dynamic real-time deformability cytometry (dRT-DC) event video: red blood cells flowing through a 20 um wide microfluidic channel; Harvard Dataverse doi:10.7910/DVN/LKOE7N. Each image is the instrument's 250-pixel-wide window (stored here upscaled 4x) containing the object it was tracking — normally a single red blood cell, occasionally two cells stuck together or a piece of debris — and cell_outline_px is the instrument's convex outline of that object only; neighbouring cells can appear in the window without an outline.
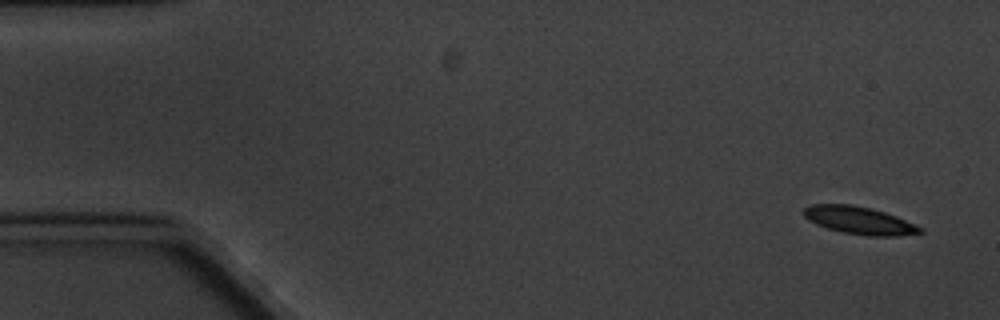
{"species": "common noctule bat (a hibernating species)", "species_latin": "Nyctalus noctula", "temperature_condition": "cold", "stored_images_in_passage": 5, "camera_frame_rate_fps": 3000, "um_per_image_px": 0.085, "animal": {"sex": "male", "body_mass_g": 20.1, "forearm_length_mm": 53.5}, "frame": {"image": 1, "passage_image": 1, "time_ms": 0.0, "image_size_px": [1000, 320], "cell_outline_px": [[924, 232], [896, 236], [868, 236], [844, 232], [828, 228], [816, 224], [808, 220], [804, 216], [804, 208], [808, 204], [848, 204], [872, 208], [896, 216], [916, 224], [924, 228]], "centroid_in_image_um": [73.06, 18.73], "position_along_channel_um": 11.9, "area_um2": 18.73}}
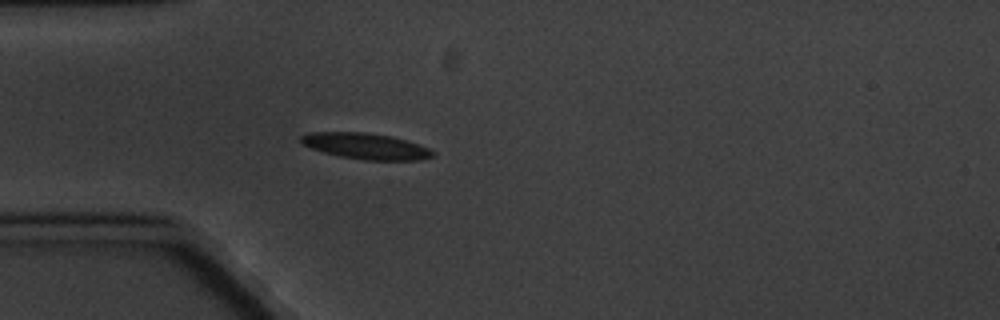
{"frame": {"image": 2, "passage_image": 5, "time_ms": 4.667, "image_size_px": [1000, 320], "cell_outline_px": [[436, 156], [420, 160], [364, 160], [340, 156], [324, 152], [312, 148], [304, 144], [300, 140], [300, 136], [308, 132], [364, 132], [392, 136], [428, 148], [436, 152]], "centroid_in_image_um": [31.11, 12.42], "position_along_channel_um": 53.9, "area_um2": 19.88}}